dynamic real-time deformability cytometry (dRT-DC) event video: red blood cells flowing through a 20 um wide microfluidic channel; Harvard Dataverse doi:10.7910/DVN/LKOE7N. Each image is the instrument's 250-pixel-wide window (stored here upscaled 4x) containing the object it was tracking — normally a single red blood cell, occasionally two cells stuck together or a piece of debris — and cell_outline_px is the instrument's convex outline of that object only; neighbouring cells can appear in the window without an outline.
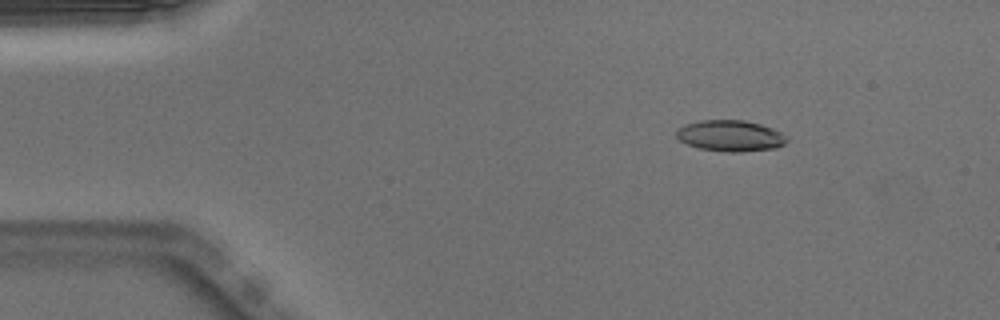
{"species": "Egyptian fruit bat (a non-hibernating species)", "species_latin": "Rousettus aegyptiacus", "temperature_condition": "warm", "stored_images_in_passage": 50, "camera_frame_rate_fps": 3000, "um_per_image_px": 0.085, "animal": {"sex": "male"}, "frame": {"image": 1, "passage_image": 7, "time_ms": 2.0, "image_size_px": [1000, 320], "cell_outline_px": [[788, 140], [784, 144], [776, 148], [740, 152], [724, 152], [700, 148], [688, 144], [680, 140], [676, 136], [676, 128], [684, 124], [700, 120], [744, 120], [760, 124], [772, 128], [788, 136]], "centroid_in_image_um": [62.08, 11.54], "position_along_channel_um": 22.9, "area_um2": 20.17}}
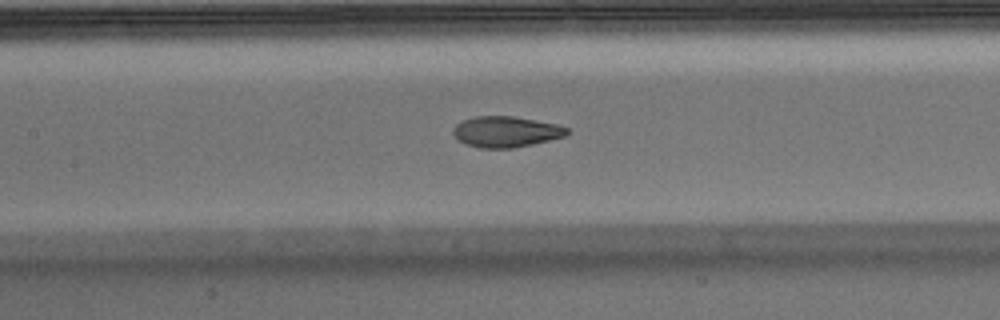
{"frame": {"image": 2, "passage_image": 23, "time_ms": 7.333, "image_size_px": [1000, 320], "cell_outline_px": [[568, 132], [564, 136], [532, 144], [512, 148], [480, 148], [468, 144], [460, 140], [452, 132], [452, 128], [460, 120], [476, 116], [512, 116], [556, 124], [568, 128]], "centroid_in_image_um": [42.97, 11.19], "position_along_channel_um": 164.4, "area_um2": 20.23}}
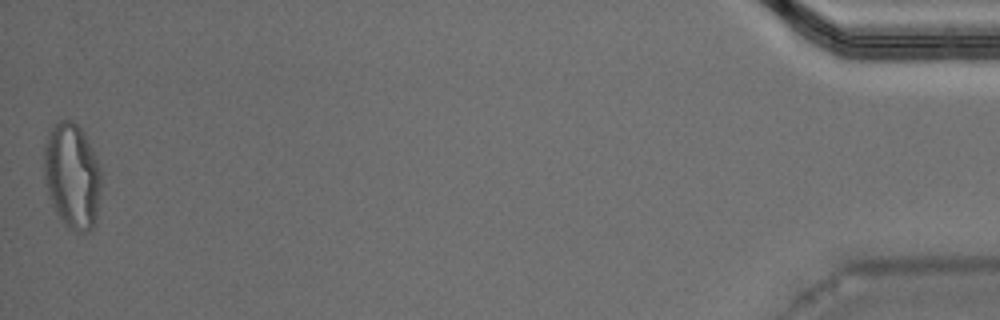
{"frame": {"image": 3, "passage_image": 50, "time_ms": 16.333, "image_size_px": [1000, 320], "cell_outline_px": [[100, 196], [96, 216], [92, 232], [76, 232], [68, 228], [64, 224], [56, 212], [48, 196], [44, 184], [44, 144], [48, 132], [60, 120], [72, 120], [84, 132], [92, 148], [100, 168]], "centroid_in_image_um": [6.12, 14.97], "position_along_channel_um": 429.1, "area_um2": 35.49}, "authors_computed_cell_mechanics": {"area_um2": 20.808, "velocity_mm_per_s": 3.9911, "shape_relaxation_time_tau1_ms": 5.9972, "shape_relaxation_time_tau2_ms": 1.1817, "deformation_change_tau1": 0.2636, "deformation_change_tau2": 0.0786}}